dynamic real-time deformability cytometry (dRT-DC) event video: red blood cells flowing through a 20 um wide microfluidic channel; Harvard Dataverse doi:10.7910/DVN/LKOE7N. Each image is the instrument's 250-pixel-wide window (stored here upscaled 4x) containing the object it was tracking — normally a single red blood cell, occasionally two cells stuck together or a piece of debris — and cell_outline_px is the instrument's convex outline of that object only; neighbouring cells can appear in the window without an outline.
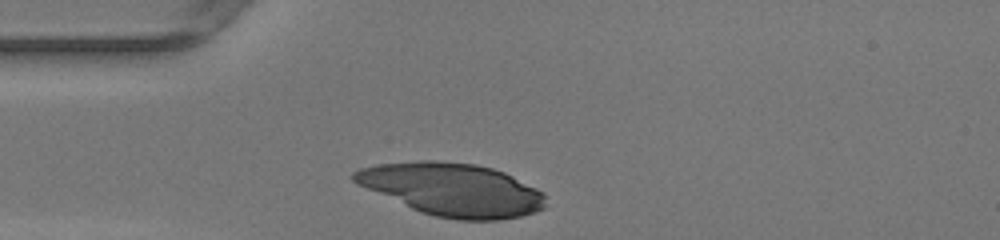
{"species": "human", "species_latin": "Homo sapiens", "temperature_condition": "warm", "stored_images_in_passage": 26, "camera_frame_rate_fps": 3000, "um_per_image_px": 0.085, "donor": {"sex": "female"}, "frame": {"image": 1, "passage_image": 1, "time_ms": 0.0, "image_size_px": [1000, 240], "cell_outline_px": [[548, 196], [544, 208], [520, 216], [500, 220], [456, 220], [436, 216], [420, 212], [356, 184], [352, 180], [352, 172], [360, 168], [380, 164], [420, 160], [436, 160], [476, 164], [492, 168], [504, 172], [544, 192]], "centroid_in_image_um": [38.45, 16.1], "position_along_channel_um": 46.6, "area_um2": 59.01}}